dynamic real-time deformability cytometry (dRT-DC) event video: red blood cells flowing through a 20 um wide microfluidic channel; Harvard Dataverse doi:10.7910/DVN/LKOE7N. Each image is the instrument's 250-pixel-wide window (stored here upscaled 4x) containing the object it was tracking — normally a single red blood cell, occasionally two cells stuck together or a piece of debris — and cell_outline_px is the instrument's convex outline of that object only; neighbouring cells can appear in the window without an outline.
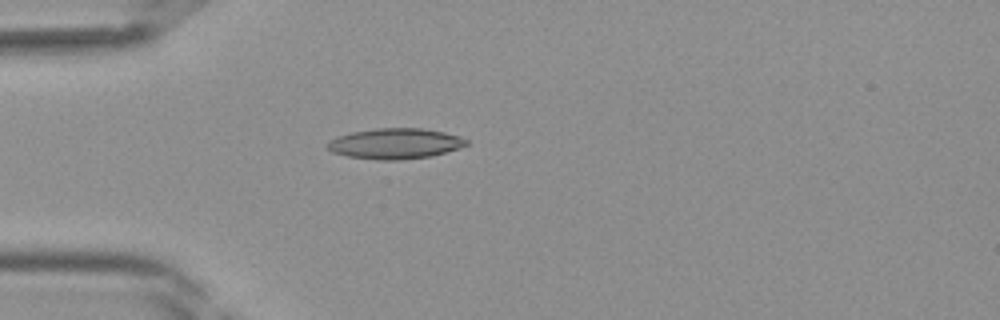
{"species": "Egyptian fruit bat (a non-hibernating species)", "species_latin": "Rousettus aegyptiacus", "temperature_condition": "room temperature", "stored_images_in_passage": 40, "camera_frame_rate_fps": 3000, "um_per_image_px": 0.085, "frame": {"image": 1, "passage_image": 11, "time_ms": 3.333, "image_size_px": [1000, 320], "cell_outline_px": [[468, 144], [460, 148], [432, 156], [400, 160], [376, 160], [348, 156], [332, 152], [324, 144], [328, 140], [336, 136], [352, 132], [376, 128], [424, 128], [444, 132], [460, 136], [468, 140]], "centroid_in_image_um": [33.57, 12.2], "position_along_channel_um": 51.4, "area_um2": 25.03}}
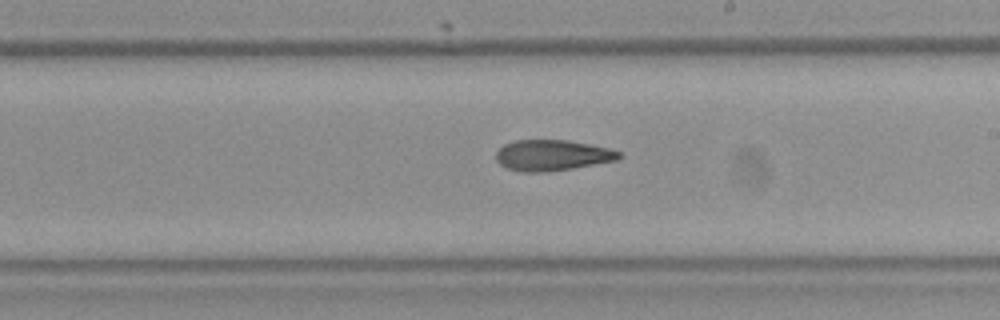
{"frame": {"image": 2, "passage_image": 23, "time_ms": 7.333, "image_size_px": [1000, 320], "cell_outline_px": [[624, 156], [620, 160], [548, 172], [520, 172], [504, 168], [496, 160], [496, 152], [504, 144], [516, 140], [568, 140], [608, 148], [620, 152]], "centroid_in_image_um": [46.94, 13.21], "position_along_channel_um": 242.1, "area_um2": 22.31}}
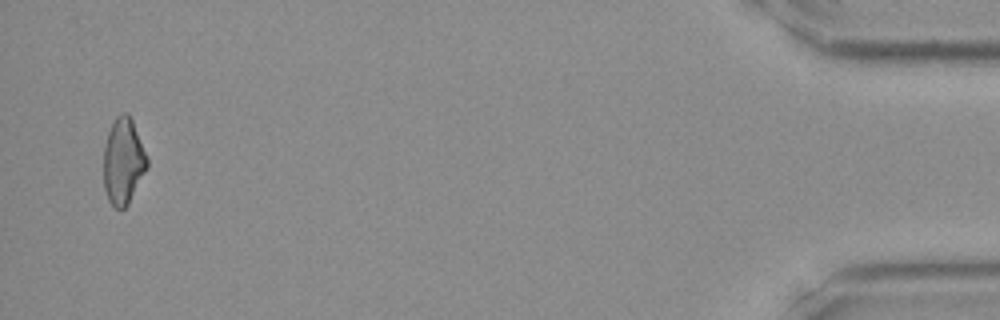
{"frame": {"image": 3, "passage_image": 39, "time_ms": 12.667, "image_size_px": [1000, 320], "cell_outline_px": [[148, 168], [128, 204], [124, 208], [116, 208], [108, 200], [104, 188], [104, 148], [108, 132], [116, 116], [124, 112], [128, 112], [132, 120], [148, 160]], "centroid_in_image_um": [10.48, 13.71], "position_along_channel_um": 424.7, "area_um2": 21.68}}